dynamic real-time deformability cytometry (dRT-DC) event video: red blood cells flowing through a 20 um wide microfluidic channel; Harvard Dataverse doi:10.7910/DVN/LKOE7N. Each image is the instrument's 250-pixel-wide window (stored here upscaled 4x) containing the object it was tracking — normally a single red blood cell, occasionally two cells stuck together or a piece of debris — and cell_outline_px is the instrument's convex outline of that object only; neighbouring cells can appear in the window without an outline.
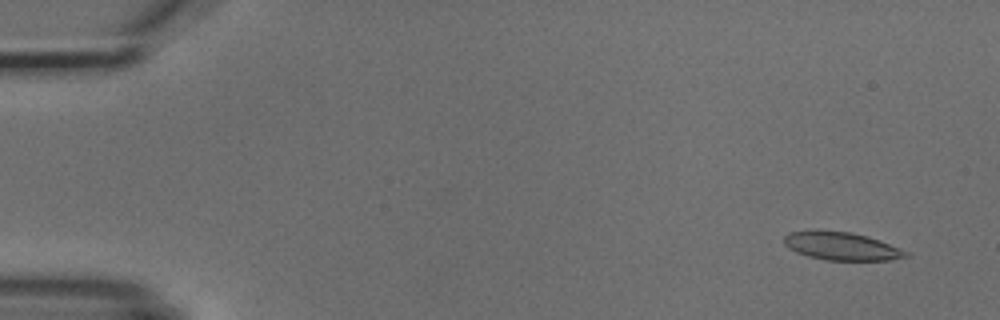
{"species": "common noctule bat (a hibernating species)", "species_latin": "Nyctalus noctula", "temperature_condition": "cold", "stored_images_in_passage": 6, "camera_frame_rate_fps": 3000, "um_per_image_px": 0.085, "animal": {"sex": "male", "body_mass_g": 18.8}, "frame": {"image": 1, "passage_image": 1, "time_ms": 0.0, "image_size_px": [1000, 320], "cell_outline_px": [[908, 256], [892, 260], [824, 260], [808, 256], [796, 252], [788, 248], [784, 244], [784, 236], [788, 232], [812, 228], [820, 228], [852, 232], [868, 236], [880, 240], [900, 248], [908, 252]], "centroid_in_image_um": [71.46, 20.88], "position_along_channel_um": 13.5, "area_um2": 20.58}}
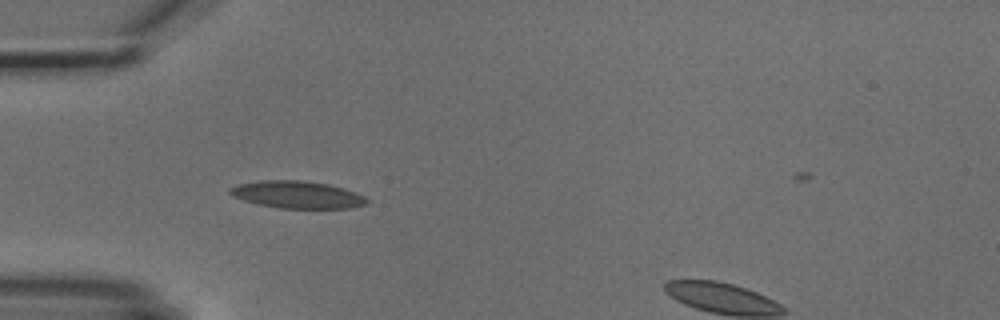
{"frame": {"image": 2, "passage_image": 5, "time_ms": 4.333, "image_size_px": [1000, 320], "cell_outline_px": [[372, 200], [368, 204], [352, 208], [280, 208], [260, 204], [244, 200], [232, 196], [228, 192], [228, 188], [236, 184], [260, 180], [300, 180], [328, 184], [364, 196]], "centroid_in_image_um": [25.25, 16.54], "position_along_channel_um": 59.8, "area_um2": 21.73}}
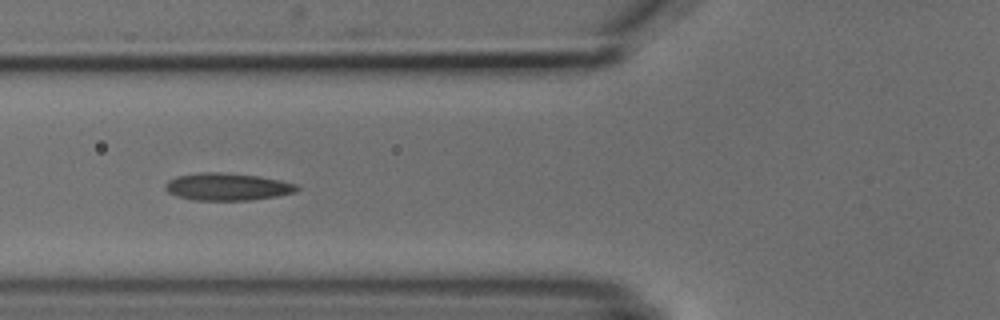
{"frame": {"image": 3, "passage_image": 6, "time_ms": 5.667, "image_size_px": [1000, 320], "cell_outline_px": [[300, 188], [296, 192], [276, 196], [252, 200], [192, 200], [176, 196], [168, 192], [164, 188], [164, 184], [168, 180], [176, 176], [200, 172], [224, 172], [260, 176], [280, 180], [296, 184]], "centroid_in_image_um": [19.3, 15.87], "position_along_channel_um": 106.5, "area_um2": 21.21}}